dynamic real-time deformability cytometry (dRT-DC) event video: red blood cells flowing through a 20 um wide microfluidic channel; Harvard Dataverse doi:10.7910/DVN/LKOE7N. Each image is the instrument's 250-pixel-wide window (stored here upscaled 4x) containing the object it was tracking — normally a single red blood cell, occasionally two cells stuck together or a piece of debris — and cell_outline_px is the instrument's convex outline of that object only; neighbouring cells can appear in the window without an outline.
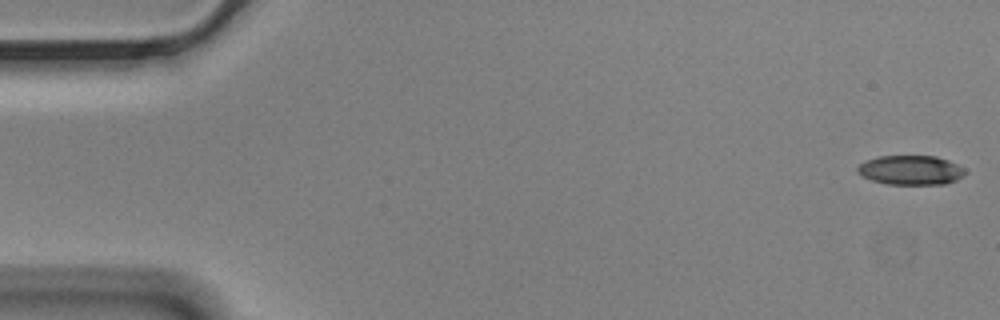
{"species": "Egyptian fruit bat (a non-hibernating species)", "species_latin": "Rousettus aegyptiacus", "temperature_condition": "cold", "stored_images_in_passage": 57, "camera_frame_rate_fps": 3000, "um_per_image_px": 0.085, "animal": {"sex": "male"}, "frame": {"image": 1, "passage_image": 1, "time_ms": 0.0, "image_size_px": [1000, 320], "cell_outline_px": [[964, 172], [956, 180], [944, 184], [888, 184], [872, 180], [856, 172], [856, 168], [860, 164], [868, 160], [880, 156], [936, 156], [948, 160], [964, 168]], "centroid_in_image_um": [77.39, 14.46], "position_along_channel_um": 7.6, "area_um2": 18.15}}
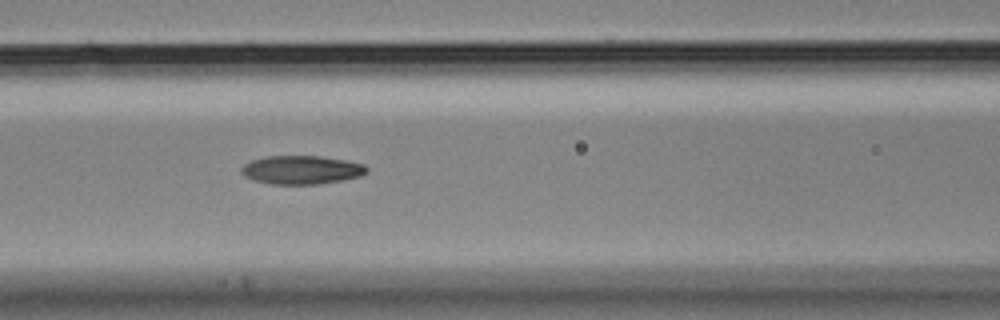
{"frame": {"image": 2, "passage_image": 24, "time_ms": 7.667, "image_size_px": [1000, 320], "cell_outline_px": [[368, 172], [360, 176], [344, 180], [316, 184], [268, 184], [252, 180], [244, 176], [240, 172], [240, 168], [244, 164], [252, 160], [264, 156], [320, 156], [344, 160], [364, 164], [368, 168]], "centroid_in_image_um": [25.6, 14.44], "position_along_channel_um": 141.0, "area_um2": 21.04}}
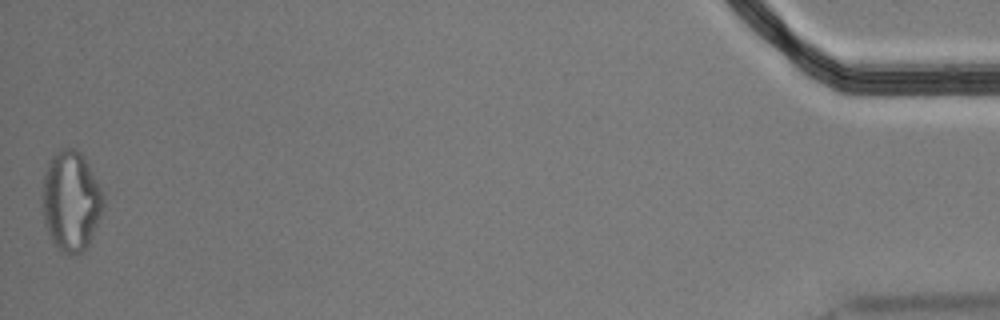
{"frame": {"image": 3, "passage_image": 57, "time_ms": 18.667, "image_size_px": [1000, 320], "cell_outline_px": [[104, 204], [100, 216], [92, 236], [88, 244], [80, 252], [72, 256], [60, 252], [56, 248], [44, 224], [44, 172], [48, 160], [60, 148], [76, 148], [84, 156], [104, 196]], "centroid_in_image_um": [6.03, 17.08], "position_along_channel_um": 429.2, "area_um2": 35.32}, "authors_computed_cell_mechanics": {"area_um2": 21.0392, "velocity_mm_per_s": 3.4783, "shape_relaxation_time_tau1_ms": 6.9604, "shape_relaxation_time_tau2_ms": 4.8861, "deformation_change_tau1": 0.1907, "deformation_change_tau2": 0.1278}}